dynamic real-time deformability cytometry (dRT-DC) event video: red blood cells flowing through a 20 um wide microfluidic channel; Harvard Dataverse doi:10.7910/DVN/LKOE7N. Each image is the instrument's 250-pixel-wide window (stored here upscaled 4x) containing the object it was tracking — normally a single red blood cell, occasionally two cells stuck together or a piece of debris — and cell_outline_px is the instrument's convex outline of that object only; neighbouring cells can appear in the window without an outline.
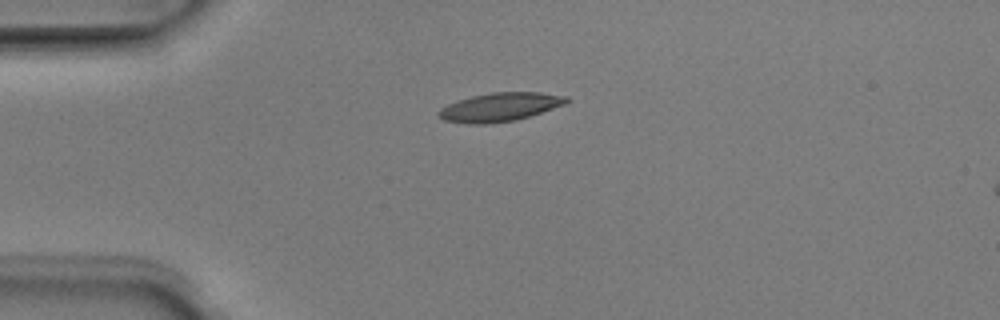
{"species": "Egyptian fruit bat (a non-hibernating species)", "species_latin": "Rousettus aegyptiacus", "temperature_condition": "room temperature", "stored_images_in_passage": 3, "camera_frame_rate_fps": 3000, "um_per_image_px": 0.085, "animal": {"sex": "male"}, "frame": {"image": 1, "passage_image": 3, "time_ms": 0.667, "image_size_px": [1000, 320], "cell_outline_px": [[572, 100], [564, 104], [516, 120], [488, 124], [468, 124], [444, 120], [436, 116], [436, 112], [440, 108], [456, 100], [472, 96], [492, 92], [540, 92], [568, 96]], "centroid_in_image_um": [42.45, 9.1], "position_along_channel_um": 42.6, "area_um2": 21.44}}